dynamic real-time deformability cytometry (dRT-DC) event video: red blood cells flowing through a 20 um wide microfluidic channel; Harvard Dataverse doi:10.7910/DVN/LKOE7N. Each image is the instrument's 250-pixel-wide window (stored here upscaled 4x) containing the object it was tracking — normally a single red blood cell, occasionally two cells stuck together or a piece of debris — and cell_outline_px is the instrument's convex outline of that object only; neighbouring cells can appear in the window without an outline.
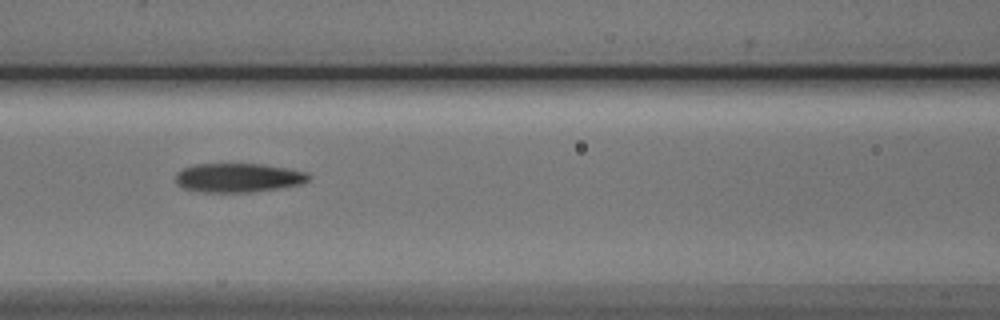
{"species": "Egyptian fruit bat (a non-hibernating species)", "species_latin": "Rousettus aegyptiacus", "temperature_condition": "cold", "stored_images_in_passage": 7, "camera_frame_rate_fps": 3000, "um_per_image_px": 0.085, "animal": {"sex": "male"}, "frame": {"image": 1, "passage_image": 5, "time_ms": 4.333, "image_size_px": [1000, 320], "cell_outline_px": [[312, 176], [304, 184], [248, 192], [204, 192], [184, 188], [176, 180], [176, 172], [184, 168], [196, 164], [264, 164], [308, 172]], "centroid_in_image_um": [20.3, 15.1], "position_along_channel_um": 146.3, "area_um2": 22.37}}
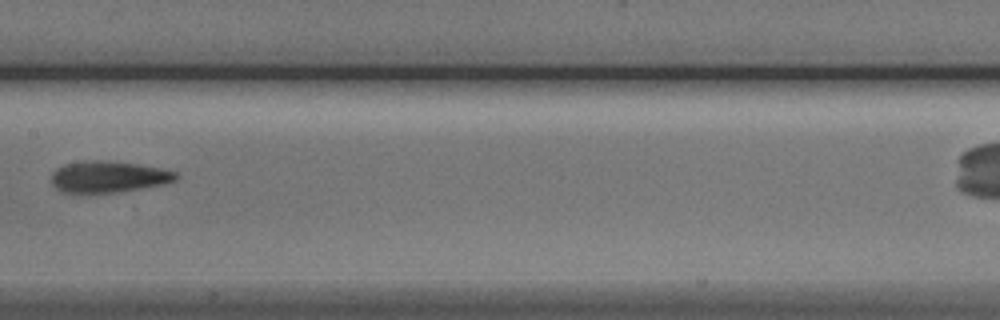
{"frame": {"image": 2, "passage_image": 6, "time_ms": 5.667, "image_size_px": [1000, 320], "cell_outline_px": [[180, 176], [176, 180], [164, 184], [116, 192], [64, 192], [56, 188], [52, 184], [52, 172], [56, 168], [64, 164], [92, 160], [104, 160], [136, 164], [160, 168], [176, 172]], "centroid_in_image_um": [9.22, 15.01], "position_along_channel_um": 198.2, "area_um2": 22.54}}
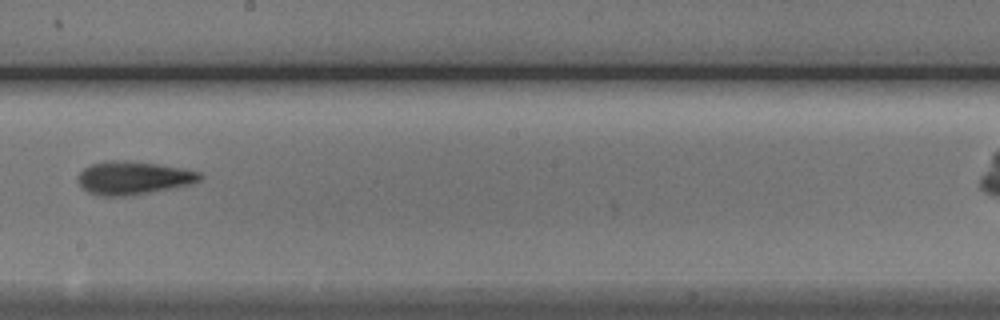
{"frame": {"image": 3, "passage_image": 7, "time_ms": 6.667, "image_size_px": [1000, 320], "cell_outline_px": [[204, 176], [200, 180], [188, 184], [172, 188], [132, 196], [100, 196], [88, 192], [76, 180], [76, 176], [84, 168], [92, 164], [108, 160], [124, 160], [156, 164], [180, 168], [200, 172]], "centroid_in_image_um": [11.29, 15.13], "position_along_channel_um": 236.9, "area_um2": 23.58}}